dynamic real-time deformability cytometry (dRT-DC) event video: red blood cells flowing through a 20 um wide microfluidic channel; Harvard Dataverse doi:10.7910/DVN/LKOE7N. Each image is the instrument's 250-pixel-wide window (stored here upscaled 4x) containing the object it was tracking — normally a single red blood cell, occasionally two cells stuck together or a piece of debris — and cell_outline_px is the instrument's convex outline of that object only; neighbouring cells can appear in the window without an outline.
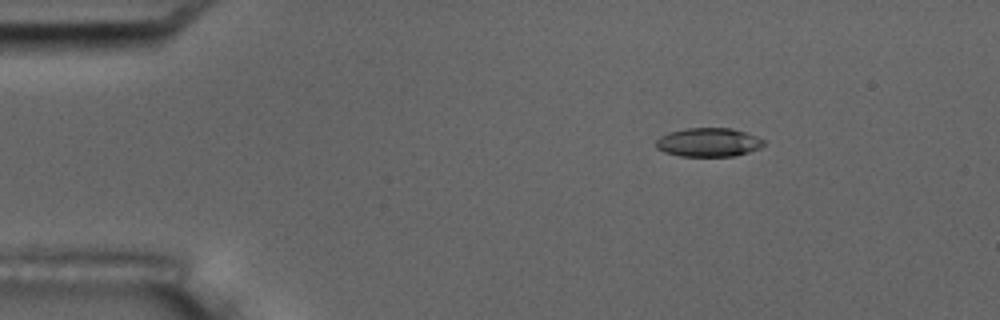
{"species": "common noctule bat (a hibernating species)", "species_latin": "Nyctalus noctula", "temperature_condition": "room temperature", "stored_images_in_passage": 6, "camera_frame_rate_fps": 3000, "um_per_image_px": 0.085, "animal": {"sex": "male", "body_mass_g": 17.5, "forearm_length_mm": 52.3}, "frame": {"image": 1, "passage_image": 3, "time_ms": 2.333, "image_size_px": [1000, 320], "cell_outline_px": [[768, 140], [760, 148], [736, 156], [680, 156], [664, 152], [656, 148], [656, 140], [660, 136], [668, 132], [688, 128], [732, 128]], "centroid_in_image_um": [60.23, 12.1], "position_along_channel_um": 24.8, "area_um2": 18.21}}
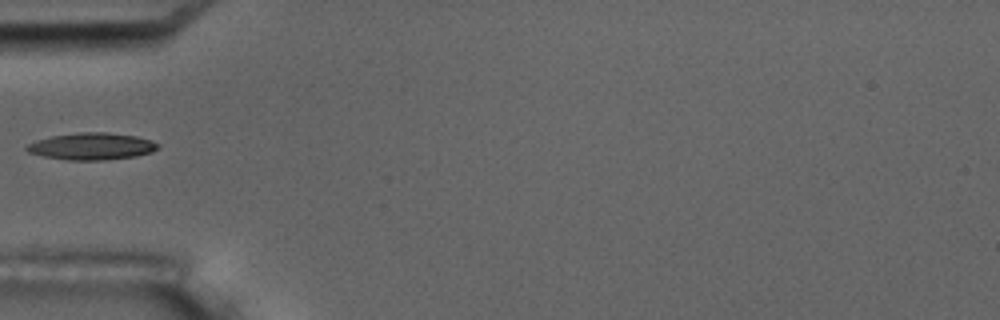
{"frame": {"image": 2, "passage_image": 6, "time_ms": 5.667, "image_size_px": [1000, 320], "cell_outline_px": [[160, 148], [152, 152], [136, 156], [104, 160], [68, 160], [44, 156], [28, 152], [24, 148], [28, 144], [36, 140], [52, 136], [80, 132], [108, 132], [136, 136], [152, 140], [160, 144]], "centroid_in_image_um": [7.83, 12.43], "position_along_channel_um": 77.2, "area_um2": 20.69}}